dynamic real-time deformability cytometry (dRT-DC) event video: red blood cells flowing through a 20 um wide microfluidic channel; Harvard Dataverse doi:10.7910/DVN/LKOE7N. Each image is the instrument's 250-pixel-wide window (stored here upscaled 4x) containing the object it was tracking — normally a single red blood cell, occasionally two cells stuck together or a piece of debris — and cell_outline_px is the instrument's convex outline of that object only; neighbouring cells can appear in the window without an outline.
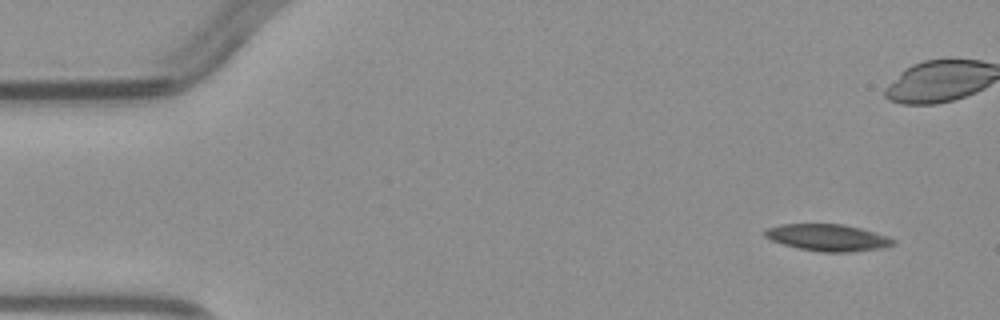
{"species": "common noctule bat (a hibernating species)", "species_latin": "Nyctalus noctula", "temperature_condition": "warm", "stored_images_in_passage": 5, "camera_frame_rate_fps": 3000, "um_per_image_px": 0.085, "animal": {"sex": "male", "body_mass_g": 23.1, "forearm_length_mm": 52.7}, "frame": {"image": 1, "passage_image": 1, "time_ms": 0.0, "image_size_px": [1000, 320], "cell_outline_px": [[896, 244], [884, 248], [852, 252], [824, 252], [800, 248], [784, 244], [772, 240], [764, 236], [764, 228], [780, 224], [840, 224], [860, 228], [888, 236], [896, 240]], "centroid_in_image_um": [70.38, 20.19], "position_along_channel_um": 14.6, "area_um2": 20.06}}